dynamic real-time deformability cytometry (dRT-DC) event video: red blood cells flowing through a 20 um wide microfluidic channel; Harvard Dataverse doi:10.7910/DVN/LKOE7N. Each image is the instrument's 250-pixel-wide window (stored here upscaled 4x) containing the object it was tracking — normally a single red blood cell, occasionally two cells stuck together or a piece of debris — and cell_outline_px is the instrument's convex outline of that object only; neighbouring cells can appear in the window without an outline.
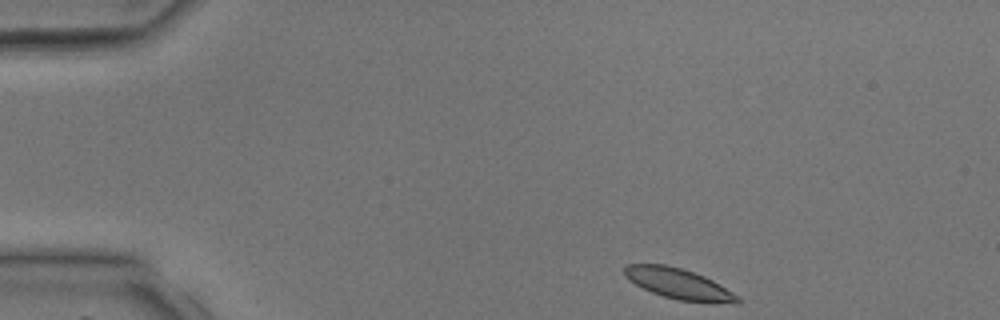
{"species": "common noctule bat (a hibernating species)", "species_latin": "Nyctalus noctula", "temperature_condition": "room temperature", "stored_images_in_passage": 8, "camera_frame_rate_fps": 3000, "um_per_image_px": 0.085, "animal": {"sex": "male", "body_mass_g": 17.9, "forearm_length_mm": 54.2}, "frame": {"image": 1, "passage_image": 1, "time_ms": 0.0, "image_size_px": [1000, 320], "cell_outline_px": [[740, 304], [736, 304], [680, 300], [664, 296], [652, 292], [628, 280], [624, 276], [624, 268], [628, 264], [664, 264], [680, 268], [704, 276], [712, 280], [740, 296]], "centroid_in_image_um": [57.71, 24.12], "position_along_channel_um": 27.3, "area_um2": 19.94}}
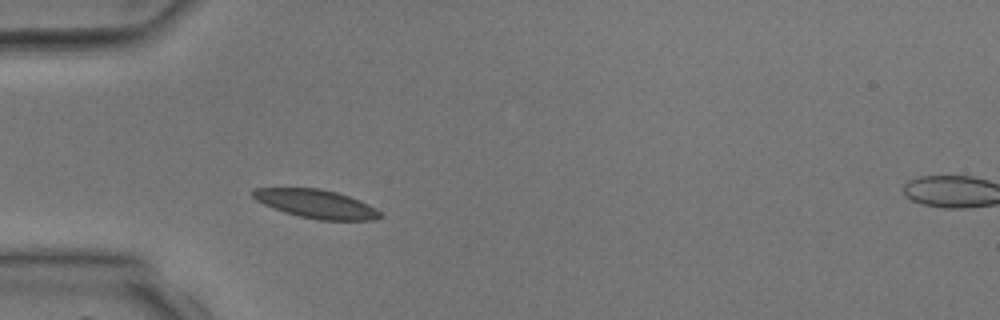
{"frame": {"image": 2, "passage_image": 7, "time_ms": 2.0, "image_size_px": [1000, 320], "cell_outline_px": [[384, 216], [376, 220], [320, 220], [300, 216], [284, 212], [264, 204], [256, 200], [252, 196], [252, 188], [320, 188], [336, 192], [360, 200], [368, 204], [380, 212]], "centroid_in_image_um": [26.88, 17.33], "position_along_channel_um": 58.1, "area_um2": 21.1}}